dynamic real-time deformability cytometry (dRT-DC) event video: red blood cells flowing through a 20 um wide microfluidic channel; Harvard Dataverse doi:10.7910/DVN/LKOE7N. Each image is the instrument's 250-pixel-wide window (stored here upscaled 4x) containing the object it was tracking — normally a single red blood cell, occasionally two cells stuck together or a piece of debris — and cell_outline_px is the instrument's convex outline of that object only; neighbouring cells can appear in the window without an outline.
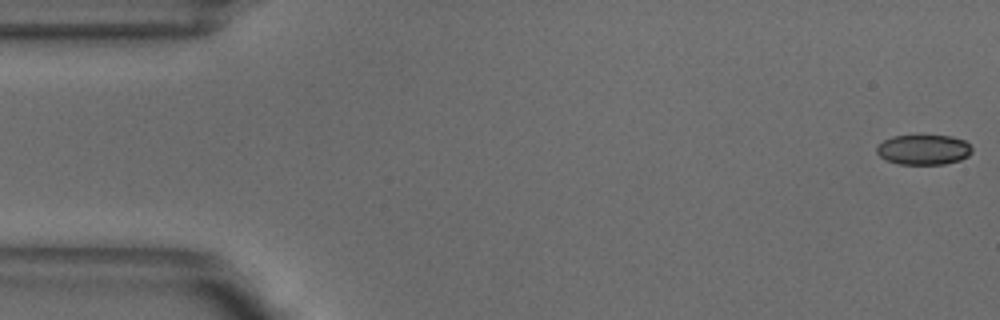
{"species": "common noctule bat (a hibernating species)", "species_latin": "Nyctalus noctula", "temperature_condition": "warm", "stored_images_in_passage": 51, "camera_frame_rate_fps": 3000, "um_per_image_px": 0.085, "animal": {"sex": "male", "body_mass_g": 18.8}, "frame": {"image": 1, "passage_image": 1, "time_ms": 0.0, "image_size_px": [1000, 320], "cell_outline_px": [[972, 152], [968, 156], [960, 160], [944, 164], [900, 164], [884, 160], [876, 152], [876, 148], [884, 140], [892, 136], [952, 136], [964, 140], [972, 148]], "centroid_in_image_um": [78.5, 12.73], "position_along_channel_um": 6.5, "area_um2": 16.65}}
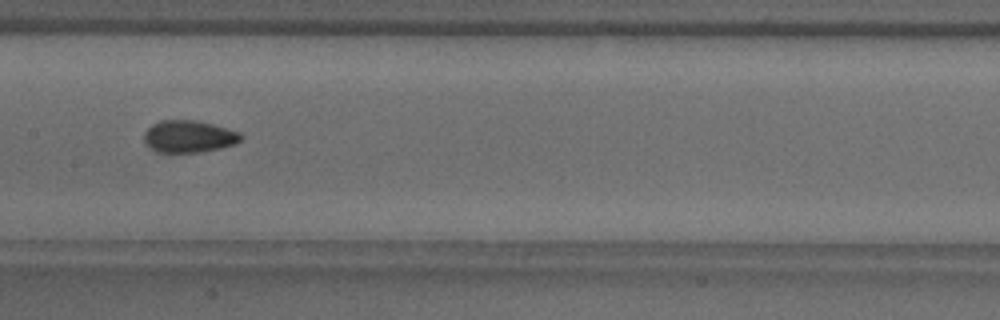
{"frame": {"image": 2, "passage_image": 25, "time_ms": 8.0, "image_size_px": [1000, 320], "cell_outline_px": [[244, 136], [236, 144], [220, 148], [200, 152], [156, 152], [144, 140], [144, 132], [152, 124], [160, 120], [196, 120], [212, 124], [240, 132]], "centroid_in_image_um": [16.07, 11.59], "position_along_channel_um": 191.3, "area_um2": 18.09}}
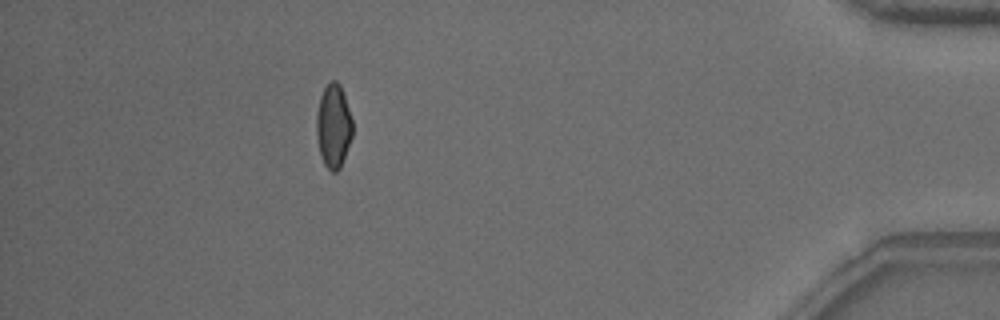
{"frame": {"image": 3, "passage_image": 46, "time_ms": 15.0, "image_size_px": [1000, 320], "cell_outline_px": [[352, 136], [340, 168], [336, 172], [332, 172], [324, 164], [320, 152], [316, 136], [316, 116], [320, 96], [324, 88], [332, 80], [336, 80], [340, 84], [352, 120]], "centroid_in_image_um": [28.33, 10.71], "position_along_channel_um": 406.9, "area_um2": 17.4}, "authors_computed_cell_mechanics": {"area_um2": 17.918, "velocity_mm_per_s": 3.8899, "shape_relaxation_time_tau1_ms": 7.5665, "shape_relaxation_time_tau2_ms": 1.5779, "deformation_change_tau1": 0.1555, "deformation_change_tau2": 0.051}}